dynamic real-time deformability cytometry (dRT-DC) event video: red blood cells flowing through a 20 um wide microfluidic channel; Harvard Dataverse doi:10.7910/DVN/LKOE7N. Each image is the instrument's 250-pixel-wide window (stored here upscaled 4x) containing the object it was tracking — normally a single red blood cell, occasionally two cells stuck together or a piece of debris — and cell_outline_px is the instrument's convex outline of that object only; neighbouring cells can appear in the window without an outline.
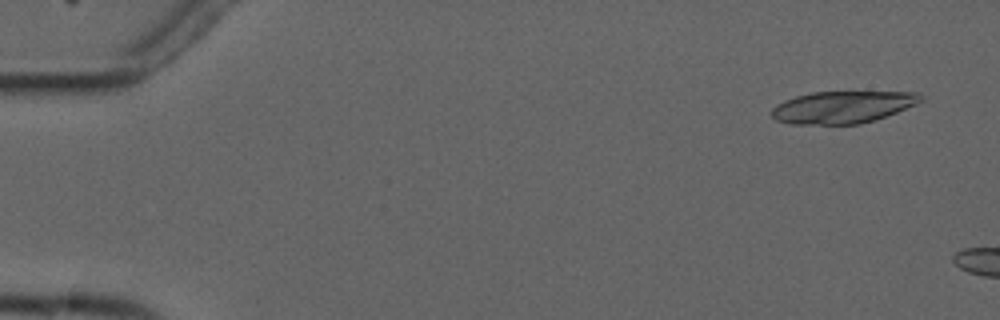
{"species": "common noctule bat (a hibernating species)", "species_latin": "Nyctalus noctula", "temperature_condition": "cold", "stored_images_in_passage": 6, "camera_frame_rate_fps": 3000, "um_per_image_px": 0.085, "animal": {"sex": "male", "forearm_length_mm": 52.5}, "frame": {"image": 1, "passage_image": 1, "time_ms": 0.0, "image_size_px": [1000, 320], "cell_outline_px": [[924, 100], [916, 104], [876, 120], [860, 124], [792, 124], [776, 120], [772, 116], [772, 108], [776, 104], [784, 100], [796, 96], [812, 92], [920, 92], [924, 96]], "centroid_in_image_um": [71.64, 9.1], "position_along_channel_um": 13.4, "area_um2": 27.98}}